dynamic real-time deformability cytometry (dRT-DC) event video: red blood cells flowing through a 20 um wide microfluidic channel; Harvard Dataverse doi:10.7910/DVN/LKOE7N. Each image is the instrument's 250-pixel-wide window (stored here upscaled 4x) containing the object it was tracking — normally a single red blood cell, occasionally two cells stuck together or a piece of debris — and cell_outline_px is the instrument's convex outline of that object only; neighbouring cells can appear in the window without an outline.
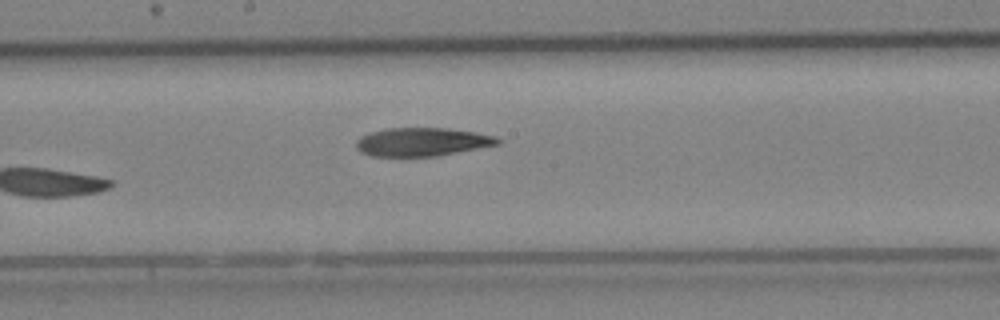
{"species": "Egyptian fruit bat (a non-hibernating species)", "species_latin": "Rousettus aegyptiacus", "temperature_condition": "cold", "stored_images_in_passage": 11, "camera_frame_rate_fps": 3000, "um_per_image_px": 0.085, "animal": {"sex": "female"}, "frame": {"image": 1, "passage_image": 11, "time_ms": 3.333, "image_size_px": [1000, 320], "cell_outline_px": [[500, 144], [436, 156], [372, 156], [360, 152], [356, 148], [356, 140], [360, 136], [372, 132], [388, 128], [448, 128], [476, 132], [496, 136], [500, 140]], "centroid_in_image_um": [35.87, 12.06], "position_along_channel_um": 212.3, "area_um2": 23.41}}